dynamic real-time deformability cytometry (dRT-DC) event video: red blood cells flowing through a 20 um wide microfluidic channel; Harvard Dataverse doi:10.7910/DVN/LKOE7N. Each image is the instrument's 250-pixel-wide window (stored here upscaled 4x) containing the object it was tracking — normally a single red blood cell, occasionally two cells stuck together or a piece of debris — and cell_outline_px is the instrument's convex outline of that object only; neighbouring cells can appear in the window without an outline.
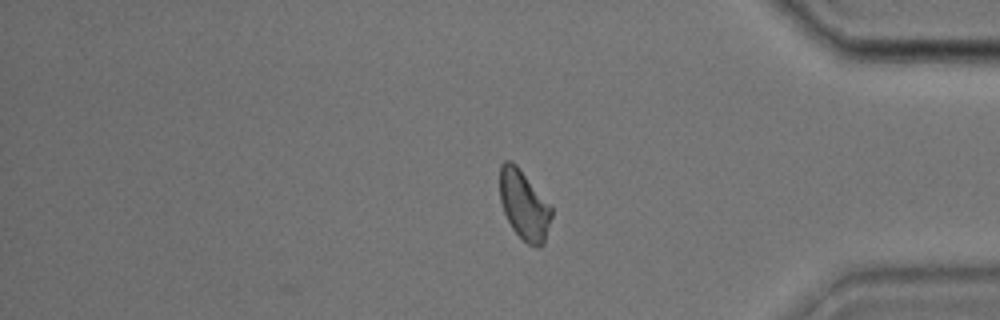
{"species": "common noctule bat (a hibernating species)", "species_latin": "Nyctalus noctula", "temperature_condition": "cold", "stored_images_in_passage": 36, "camera_frame_rate_fps": 3000, "um_per_image_px": 0.085, "animal": {"sex": "male", "body_mass_g": 17.9, "forearm_length_mm": 54.2}, "frame": {"image": 1, "passage_image": 36, "time_ms": 11.667, "image_size_px": [1000, 320], "cell_outline_px": [[552, 216], [544, 244], [540, 248], [528, 244], [512, 228], [504, 212], [500, 200], [500, 164], [504, 160], [512, 160], [516, 164], [552, 208]], "centroid_in_image_um": [44.54, 17.43], "position_along_channel_um": 390.7, "area_um2": 20.69}}